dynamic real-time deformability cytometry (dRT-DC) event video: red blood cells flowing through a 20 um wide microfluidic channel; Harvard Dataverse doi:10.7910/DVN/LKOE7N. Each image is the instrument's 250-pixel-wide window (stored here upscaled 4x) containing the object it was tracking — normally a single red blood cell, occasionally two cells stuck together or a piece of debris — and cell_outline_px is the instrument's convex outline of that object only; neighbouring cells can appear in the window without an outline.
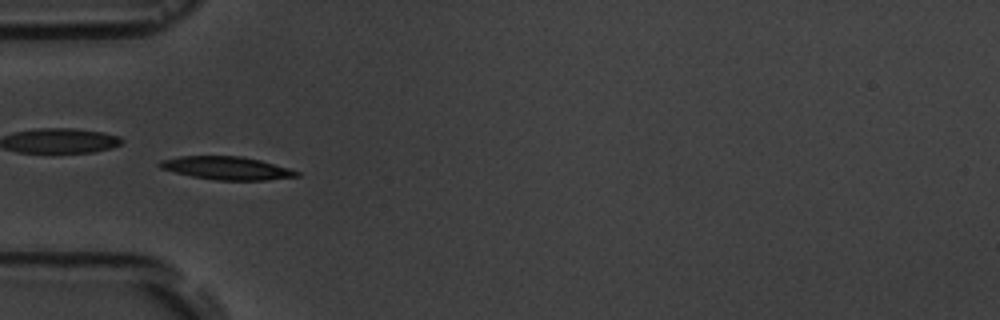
{"species": "common noctule bat (a hibernating species)", "species_latin": "Nyctalus noctula", "temperature_condition": "room temperature", "stored_images_in_passage": 8, "camera_frame_rate_fps": 3000, "um_per_image_px": 0.085, "animal": {"sex": "male", "body_mass_g": 19.5, "forearm_length_mm": 54.6}, "frame": {"image": 1, "passage_image": 2, "time_ms": 1.333, "image_size_px": [1000, 320], "cell_outline_px": [[300, 176], [268, 180], [216, 180], [192, 176], [160, 168], [156, 164], [160, 160], [180, 156], [240, 156], [260, 160], [288, 168], [300, 172]], "centroid_in_image_um": [19.26, 14.29], "position_along_channel_um": 65.7, "area_um2": 18.32}}
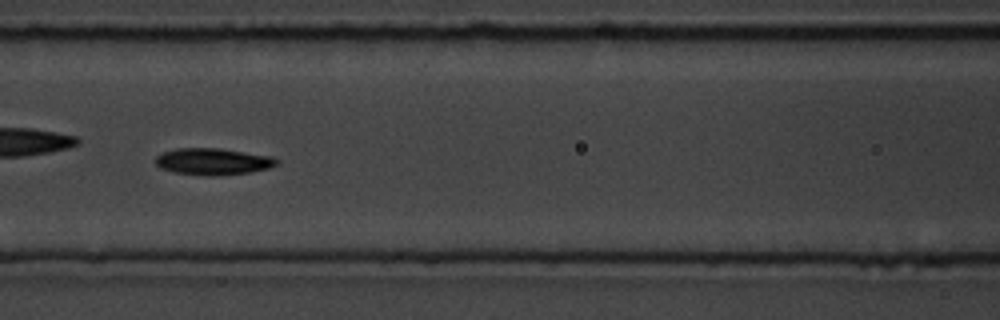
{"frame": {"image": 2, "passage_image": 4, "time_ms": 3.667, "image_size_px": [1000, 320], "cell_outline_px": [[280, 160], [276, 164], [268, 168], [248, 172], [216, 176], [208, 176], [172, 172], [160, 168], [156, 164], [156, 156], [164, 152], [176, 148], [220, 148], [272, 156]], "centroid_in_image_um": [18.09, 13.73], "position_along_channel_um": 148.5, "area_um2": 18.84}}
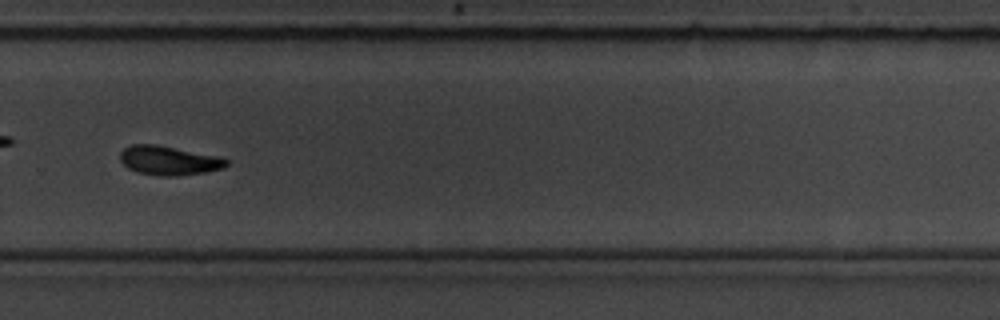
{"frame": {"image": 3, "passage_image": 8, "time_ms": 8.333, "image_size_px": [1000, 320], "cell_outline_px": [[228, 164], [224, 168], [204, 172], [176, 176], [160, 176], [136, 172], [128, 168], [120, 160], [120, 152], [124, 148], [132, 144], [156, 144], [220, 156], [228, 160]], "centroid_in_image_um": [14.35, 13.64], "position_along_channel_um": 315.4, "area_um2": 18.15}}